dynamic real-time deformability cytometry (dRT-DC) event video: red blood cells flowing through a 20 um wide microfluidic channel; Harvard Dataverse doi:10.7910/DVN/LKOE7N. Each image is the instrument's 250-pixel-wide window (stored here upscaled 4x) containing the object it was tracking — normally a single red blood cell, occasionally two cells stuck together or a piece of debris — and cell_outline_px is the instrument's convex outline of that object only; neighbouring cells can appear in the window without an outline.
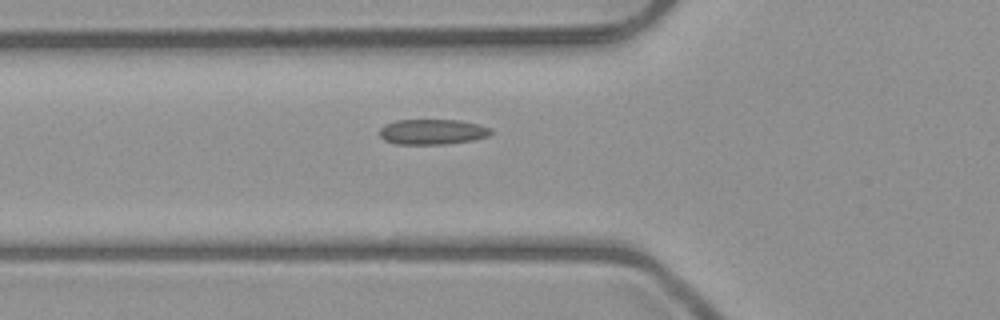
{"species": "common noctule bat (a hibernating species)", "species_latin": "Nyctalus noctula", "temperature_condition": "room temperature", "stored_images_in_passage": 3, "camera_frame_rate_fps": 3000, "um_per_image_px": 0.085, "animal": {"sex": "male", "body_mass_g": 23.1, "forearm_length_mm": 52.7}, "frame": {"image": 1, "passage_image": 3, "time_ms": 2.333, "image_size_px": [1000, 320], "cell_outline_px": [[492, 132], [488, 136], [476, 140], [448, 144], [396, 144], [384, 140], [380, 136], [380, 128], [384, 124], [396, 120], [460, 120], [492, 128]], "centroid_in_image_um": [36.76, 11.21], "position_along_channel_um": 89.0, "area_um2": 16.59}}